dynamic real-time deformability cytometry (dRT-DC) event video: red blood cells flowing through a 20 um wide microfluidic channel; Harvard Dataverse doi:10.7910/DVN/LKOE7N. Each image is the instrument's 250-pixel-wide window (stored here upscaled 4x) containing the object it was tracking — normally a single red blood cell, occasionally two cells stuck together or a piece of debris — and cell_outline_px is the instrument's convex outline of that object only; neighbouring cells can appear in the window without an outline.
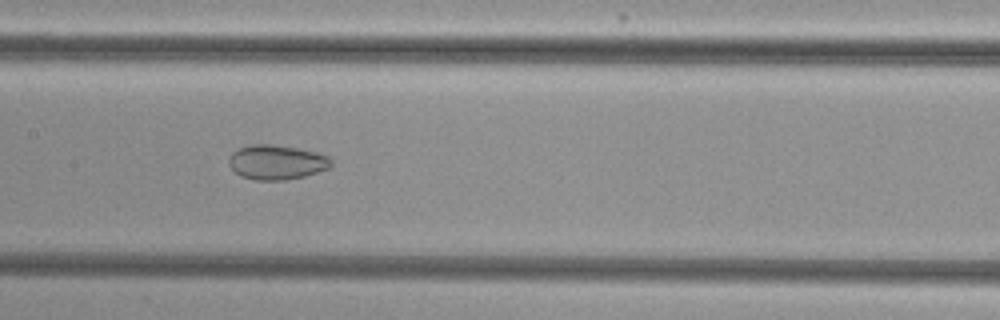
{"species": "common noctule bat (a hibernating species)", "species_latin": "Nyctalus noctula", "temperature_condition": "cold", "stored_images_in_passage": 52, "camera_frame_rate_fps": 3000, "um_per_image_px": 0.085, "animal": {"sex": "female", "body_mass_g": 29.2, "forearm_length_mm": 56.3}, "frame": {"image": 1, "passage_image": 25, "time_ms": 8.0, "image_size_px": [1000, 320], "cell_outline_px": [[332, 164], [328, 168], [304, 176], [284, 180], [256, 180], [240, 176], [228, 164], [228, 160], [232, 152], [240, 148], [252, 144], [268, 144], [296, 148], [316, 152], [328, 156], [332, 160]], "centroid_in_image_um": [23.5, 13.79], "position_along_channel_um": 183.9, "area_um2": 20.46}}
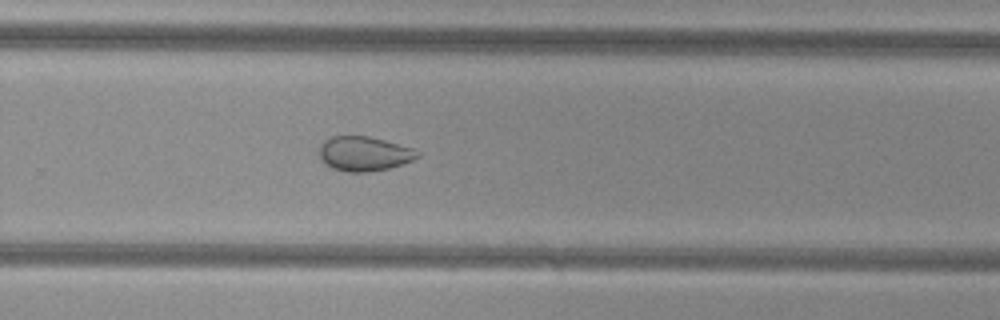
{"frame": {"image": 2, "passage_image": 34, "time_ms": 11.0, "image_size_px": [1000, 320], "cell_outline_px": [[420, 156], [404, 164], [388, 168], [368, 172], [348, 172], [332, 168], [324, 164], [320, 160], [320, 144], [324, 140], [332, 136], [368, 136], [384, 140], [412, 148], [420, 152]], "centroid_in_image_um": [30.93, 13.07], "position_along_channel_um": 298.9, "area_um2": 19.83}}
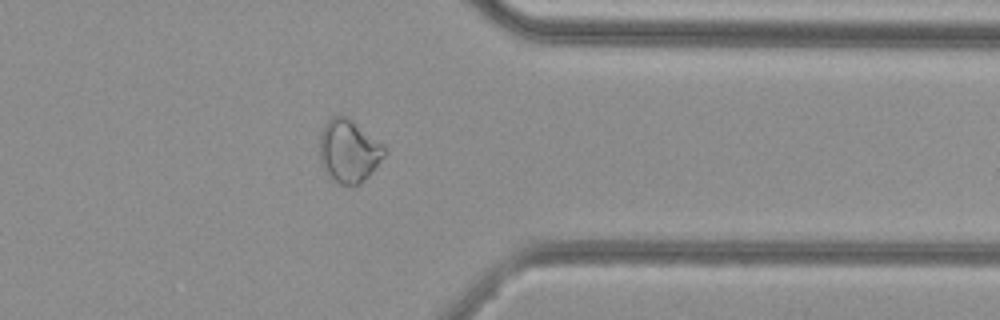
{"frame": {"image": 3, "passage_image": 41, "time_ms": 13.333, "image_size_px": [1000, 320], "cell_outline_px": [[388, 152], [368, 176], [360, 184], [340, 184], [320, 164], [320, 132], [324, 124], [332, 116], [344, 116], [384, 144]], "centroid_in_image_um": [29.66, 12.83], "position_along_channel_um": 381.7, "area_um2": 23.29}, "authors_computed_cell_mechanics": {"area_um2": 25.0274, "velocity_mm_per_s": 3.839, "shape_relaxation_time_tau1_ms": null, "shape_relaxation_time_tau2_ms": 3.7218, "deformation_change_tau1": null, "deformation_change_tau2": 0.0837}}